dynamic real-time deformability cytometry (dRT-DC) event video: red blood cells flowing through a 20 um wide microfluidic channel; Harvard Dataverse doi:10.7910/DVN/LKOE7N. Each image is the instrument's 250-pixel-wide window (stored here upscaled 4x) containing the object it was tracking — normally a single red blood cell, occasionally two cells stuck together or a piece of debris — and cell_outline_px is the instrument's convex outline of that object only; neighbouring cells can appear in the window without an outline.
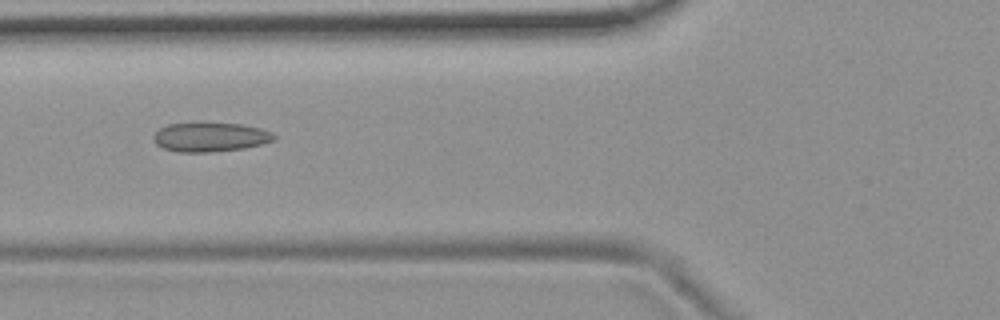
{"species": "common noctule bat (a hibernating species)", "species_latin": "Nyctalus noctula", "temperature_condition": "room temperature", "stored_images_in_passage": 50, "camera_frame_rate_fps": 3000, "um_per_image_px": 0.085, "animal": {"sex": "female", "body_mass_g": 19.9}, "frame": {"image": 1, "passage_image": 20, "time_ms": 6.333, "image_size_px": [1000, 320], "cell_outline_px": [[276, 136], [272, 140], [260, 144], [244, 148], [208, 152], [180, 152], [164, 148], [156, 144], [152, 136], [160, 128], [168, 124], [240, 124], [260, 128], [272, 132]], "centroid_in_image_um": [17.85, 11.66], "position_along_channel_um": 107.9, "area_um2": 20.0}}
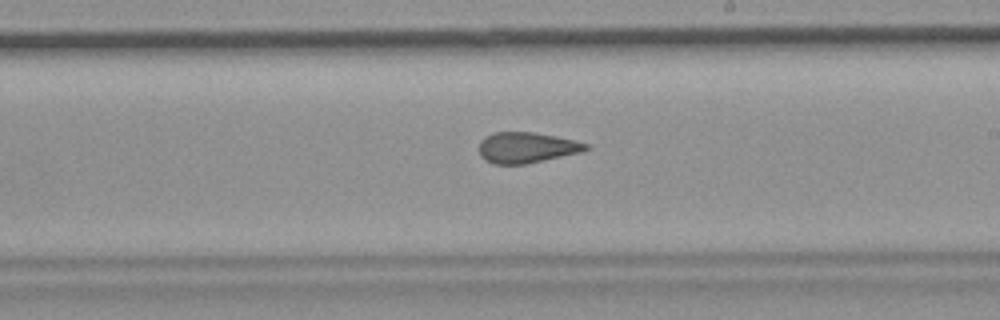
{"frame": {"image": 2, "passage_image": 31, "time_ms": 10.0, "image_size_px": [1000, 320], "cell_outline_px": [[592, 148], [580, 152], [524, 164], [492, 164], [480, 156], [480, 140], [484, 136], [492, 132], [532, 132], [572, 140], [588, 144]], "centroid_in_image_um": [44.71, 12.54], "position_along_channel_um": 244.3, "area_um2": 18.9}}
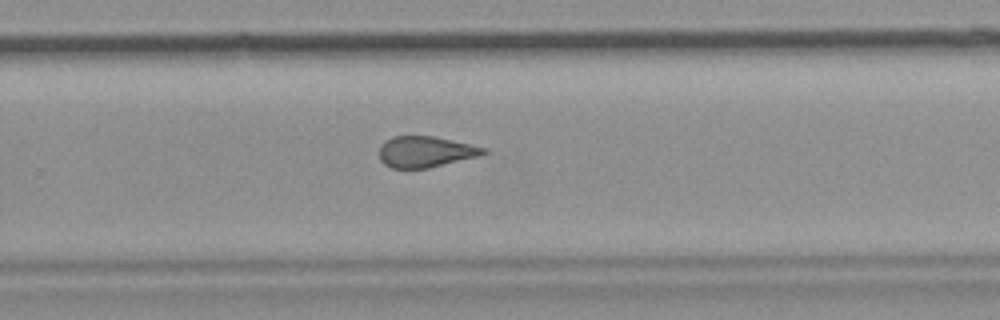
{"frame": {"image": 3, "passage_image": 35, "time_ms": 11.333, "image_size_px": [1000, 320], "cell_outline_px": [[488, 152], [480, 156], [428, 168], [392, 168], [384, 164], [380, 160], [380, 144], [392, 136], [432, 136], [452, 140], [488, 148]], "centroid_in_image_um": [36.18, 12.9], "position_along_channel_um": 293.6, "area_um2": 18.9}, "authors_computed_cell_mechanics": {"area_um2": 20.0277, "velocity_mm_per_s": 3.7172, "shape_relaxation_time_tau1_ms": null, "shape_relaxation_time_tau2_ms": 1.9123, "deformation_change_tau1": null, "deformation_change_tau2": 0.0986}}